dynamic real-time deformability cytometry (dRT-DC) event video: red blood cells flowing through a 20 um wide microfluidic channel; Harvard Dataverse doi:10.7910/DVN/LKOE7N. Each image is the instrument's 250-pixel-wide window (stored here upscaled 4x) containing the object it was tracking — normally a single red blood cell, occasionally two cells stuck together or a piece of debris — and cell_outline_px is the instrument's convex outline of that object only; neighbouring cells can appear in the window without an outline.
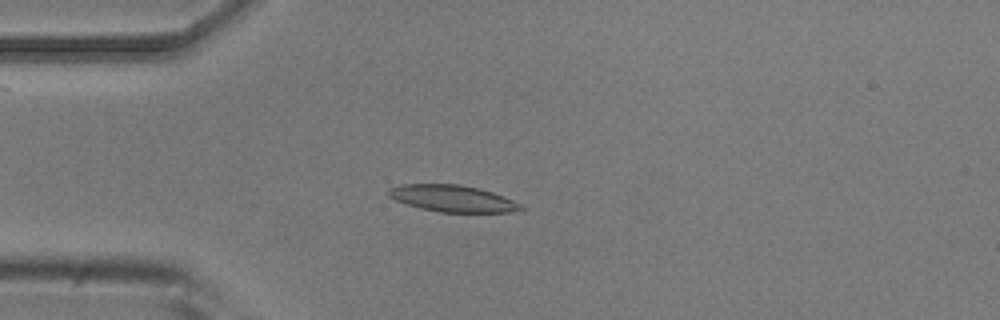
{"species": "common noctule bat (a hibernating species)", "species_latin": "Nyctalus noctula", "temperature_condition": "room temperature", "stored_images_in_passage": 4, "camera_frame_rate_fps": 3000, "um_per_image_px": 0.085, "animal": {"sex": "male", "body_mass_g": 20.5, "forearm_length_mm": 52.5}, "frame": {"image": 1, "passage_image": 4, "time_ms": 1.0, "image_size_px": [1000, 320], "cell_outline_px": [[528, 208], [512, 212], [440, 212], [420, 208], [396, 200], [388, 196], [388, 188], [400, 184], [460, 184], [480, 188], [492, 192], [524, 204]], "centroid_in_image_um": [38.52, 16.87], "position_along_channel_um": 46.5, "area_um2": 20.75}}